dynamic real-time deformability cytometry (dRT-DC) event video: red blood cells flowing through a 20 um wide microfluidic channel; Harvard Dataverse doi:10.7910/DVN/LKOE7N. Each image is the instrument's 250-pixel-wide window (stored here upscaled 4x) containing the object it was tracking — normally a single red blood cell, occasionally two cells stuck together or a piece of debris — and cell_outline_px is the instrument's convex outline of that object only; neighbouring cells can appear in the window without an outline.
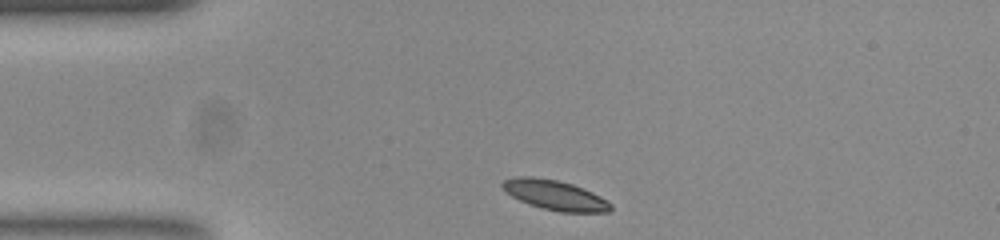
{"species": "common noctule bat (a hibernating species)", "species_latin": "Nyctalus noctula", "temperature_condition": "room temperature", "stored_images_in_passage": 33, "camera_frame_rate_fps": 3000, "um_per_image_px": 0.085, "animal": {"sex": "female", "body_mass_g": 23.0, "forearm_length_mm": 53.4}, "frame": {"image": 1, "passage_image": 1, "time_ms": 0.0, "image_size_px": [1000, 240], "cell_outline_px": [[612, 208], [608, 212], [560, 212], [540, 208], [528, 204], [512, 196], [500, 184], [504, 180], [524, 176], [528, 176], [556, 180], [572, 184], [592, 192], [612, 204]], "centroid_in_image_um": [47.18, 16.6], "position_along_channel_um": 37.8, "area_um2": 18.5}}
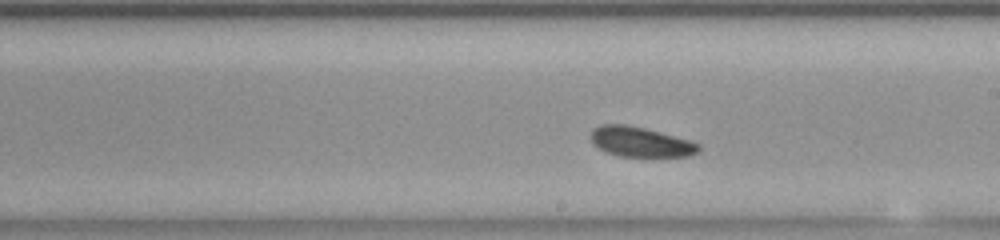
{"frame": {"image": 2, "passage_image": 19, "time_ms": 6.0, "image_size_px": [1000, 240], "cell_outline_px": [[700, 152], [688, 156], [620, 156], [608, 152], [600, 148], [592, 140], [592, 128], [600, 124], [624, 124], [644, 128], [688, 140], [700, 144]], "centroid_in_image_um": [54.46, 12.05], "position_along_channel_um": 234.5, "area_um2": 18.44}}
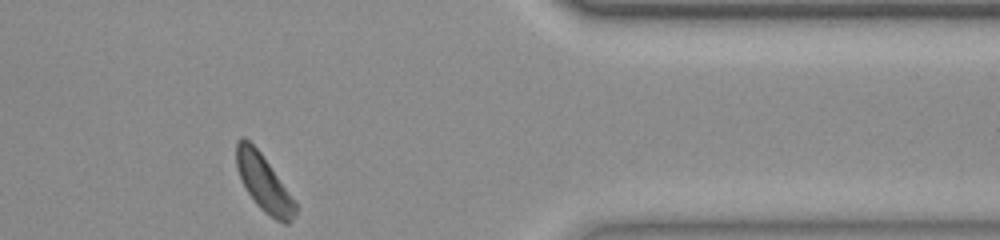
{"frame": {"image": 3, "passage_image": 33, "time_ms": 10.667, "image_size_px": [1000, 240], "cell_outline_px": [[296, 212], [288, 224], [284, 224], [276, 220], [264, 212], [256, 204], [248, 192], [240, 176], [236, 164], [236, 140], [240, 136], [244, 136], [260, 152], [296, 204]], "centroid_in_image_um": [22.38, 15.54], "position_along_channel_um": 389.0, "area_um2": 18.79}, "authors_computed_cell_mechanics": {"area_um2": 19.3052, "velocity_mm_per_s": 3.8123, "shape_relaxation_time_tau1_ms": 2.6655, "shape_relaxation_time_tau2_ms": 3.7076, "deformation_change_tau1": 0.0654, "deformation_change_tau2": 0.0883}}